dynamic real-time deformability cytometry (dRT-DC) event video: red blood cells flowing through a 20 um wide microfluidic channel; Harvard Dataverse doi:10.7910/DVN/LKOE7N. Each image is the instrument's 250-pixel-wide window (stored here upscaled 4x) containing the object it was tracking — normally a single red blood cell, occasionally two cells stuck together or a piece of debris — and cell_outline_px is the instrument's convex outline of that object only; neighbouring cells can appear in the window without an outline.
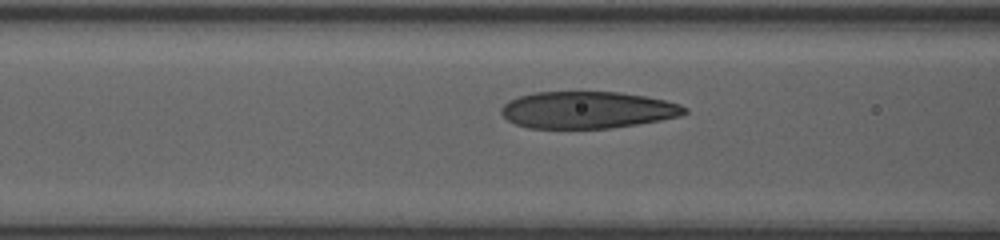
{"species": "human", "species_latin": "Homo sapiens", "temperature_condition": "room temperature", "stored_images_in_passage": 14, "camera_frame_rate_fps": 3000, "um_per_image_px": 0.085, "donor": {"sex": "female"}, "frame": {"image": 1, "passage_image": 12, "time_ms": 3.667, "image_size_px": [1000, 240], "cell_outline_px": [[688, 112], [680, 116], [660, 120], [636, 124], [608, 128], [528, 128], [516, 124], [508, 120], [500, 112], [500, 108], [508, 100], [532, 92], [620, 92], [644, 96], [664, 100], [680, 104], [688, 108]], "centroid_in_image_um": [49.92, 9.34], "position_along_channel_um": 116.7, "area_um2": 39.42}}